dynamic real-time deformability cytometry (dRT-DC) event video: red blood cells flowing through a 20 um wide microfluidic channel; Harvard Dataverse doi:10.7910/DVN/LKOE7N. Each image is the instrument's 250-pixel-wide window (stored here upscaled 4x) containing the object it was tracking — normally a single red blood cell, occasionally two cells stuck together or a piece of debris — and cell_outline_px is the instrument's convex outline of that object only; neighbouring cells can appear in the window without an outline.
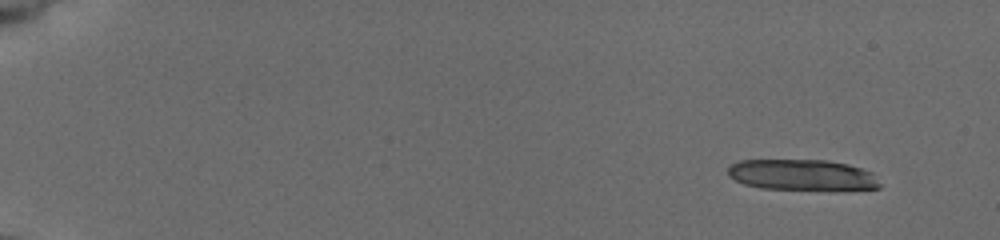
{"species": "common noctule bat (a hibernating species)", "species_latin": "Nyctalus noctula", "temperature_condition": "cold", "stored_images_in_passage": 19, "camera_frame_rate_fps": 3000, "um_per_image_px": 0.085, "animal": {"sex": "female", "body_mass_g": 19.5, "forearm_length_mm": 54.1}, "frame": {"image": 1, "passage_image": 1, "time_ms": 0.0, "image_size_px": [1000, 240], "cell_outline_px": [[880, 188], [760, 188], [744, 184], [728, 176], [728, 168], [732, 164], [740, 160], [828, 160], [848, 164], [872, 172], [880, 184]], "centroid_in_image_um": [68.12, 14.83], "position_along_channel_um": 16.9, "area_um2": 26.59}}
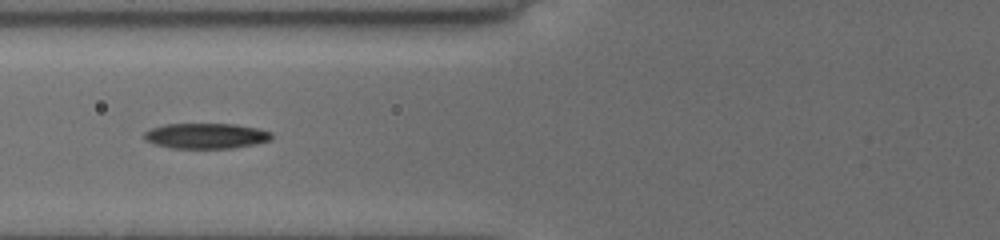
{"frame": {"image": 2, "passage_image": 17, "time_ms": 7.0, "image_size_px": [1000, 240], "cell_outline_px": [[272, 140], [256, 144], [232, 148], [172, 148], [156, 144], [144, 140], [144, 132], [152, 128], [164, 124], [236, 124], [260, 128], [272, 132]], "centroid_in_image_um": [17.56, 11.54], "position_along_channel_um": 108.2, "area_um2": 19.02}}